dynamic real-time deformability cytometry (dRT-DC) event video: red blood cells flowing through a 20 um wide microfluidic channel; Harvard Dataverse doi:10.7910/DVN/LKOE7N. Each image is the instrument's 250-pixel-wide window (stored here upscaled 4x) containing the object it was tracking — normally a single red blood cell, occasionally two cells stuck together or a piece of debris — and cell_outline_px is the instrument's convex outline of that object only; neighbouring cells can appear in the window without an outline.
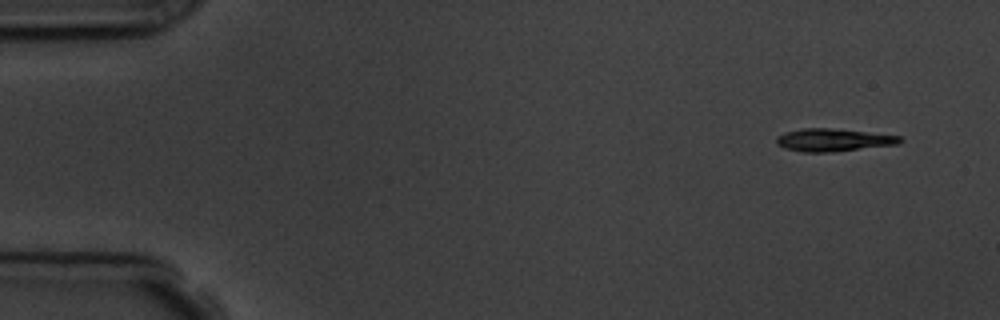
{"species": "common noctule bat (a hibernating species)", "species_latin": "Nyctalus noctula", "temperature_condition": "room temperature", "stored_images_in_passage": 6, "camera_frame_rate_fps": 3000, "um_per_image_px": 0.085, "animal": {"sex": "male", "body_mass_g": 19.5, "forearm_length_mm": 54.6}, "frame": {"image": 1, "passage_image": 1, "time_ms": 0.0, "image_size_px": [1000, 320], "cell_outline_px": [[904, 140], [900, 144], [832, 152], [804, 152], [784, 148], [776, 144], [776, 136], [784, 132], [804, 128], [828, 128], [900, 136]], "centroid_in_image_um": [70.81, 11.91], "position_along_channel_um": 14.2, "area_um2": 16.3}}
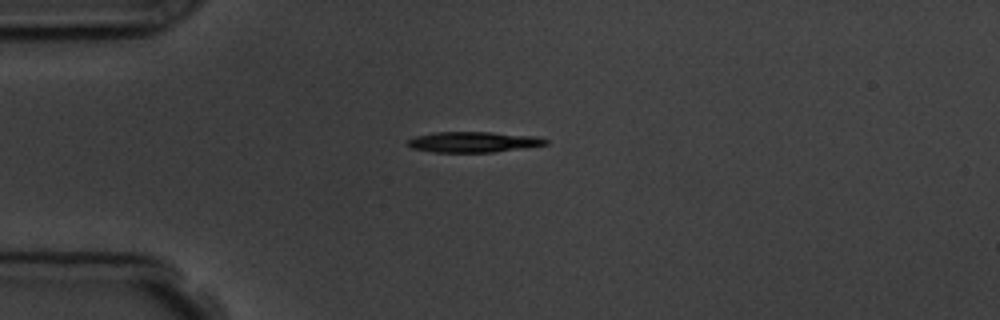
{"frame": {"image": 2, "passage_image": 4, "time_ms": 3.333, "image_size_px": [1000, 320], "cell_outline_px": [[548, 144], [492, 152], [432, 152], [412, 148], [404, 144], [408, 140], [416, 136], [432, 132], [492, 132], [536, 136], [548, 140]], "centroid_in_image_um": [40.18, 12.06], "position_along_channel_um": 44.8, "area_um2": 16.53}}